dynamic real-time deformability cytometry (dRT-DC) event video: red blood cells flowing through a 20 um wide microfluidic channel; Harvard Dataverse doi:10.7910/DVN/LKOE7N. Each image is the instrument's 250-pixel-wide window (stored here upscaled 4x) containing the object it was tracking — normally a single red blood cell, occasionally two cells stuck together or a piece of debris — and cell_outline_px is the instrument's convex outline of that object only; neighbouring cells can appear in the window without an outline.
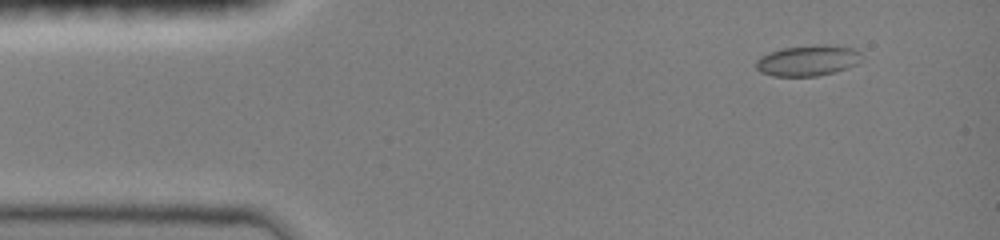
{"species": "common noctule bat (a hibernating species)", "species_latin": "Nyctalus noctula", "temperature_condition": "room temperature", "stored_images_in_passage": 45, "camera_frame_rate_fps": 3000, "um_per_image_px": 0.085, "animal": {"sex": "female", "body_mass_g": 19.0, "forearm_length_mm": 51.5}, "frame": {"image": 1, "passage_image": 2, "time_ms": 0.333, "image_size_px": [1000, 240], "cell_outline_px": [[860, 52], [856, 64], [848, 68], [816, 76], [772, 76], [760, 72], [756, 68], [756, 60], [760, 56], [768, 52], [784, 48], [820, 44], [824, 44], [852, 48]], "centroid_in_image_um": [68.6, 5.15], "position_along_channel_um": 16.4, "area_um2": 18.73}}
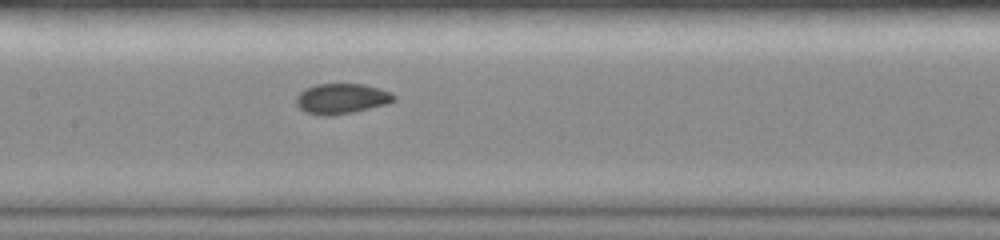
{"frame": {"image": 2, "passage_image": 20, "time_ms": 6.333, "image_size_px": [1000, 240], "cell_outline_px": [[396, 100], [388, 104], [352, 112], [332, 116], [320, 116], [304, 112], [296, 104], [296, 96], [304, 88], [316, 84], [364, 84], [380, 88], [392, 92], [396, 96]], "centroid_in_image_um": [29.04, 8.39], "position_along_channel_um": 178.4, "area_um2": 17.57}}
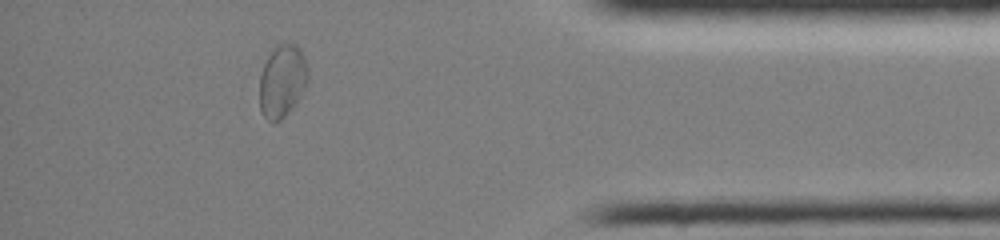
{"frame": {"image": 3, "passage_image": 39, "time_ms": 12.667, "image_size_px": [1000, 240], "cell_outline_px": [[308, 84], [300, 96], [288, 112], [280, 120], [272, 124], [260, 112], [260, 76], [264, 64], [272, 48], [280, 44], [296, 44], [300, 48], [304, 56], [308, 68]], "centroid_in_image_um": [24.0, 6.89], "position_along_channel_um": 411.2, "area_um2": 20.58}}